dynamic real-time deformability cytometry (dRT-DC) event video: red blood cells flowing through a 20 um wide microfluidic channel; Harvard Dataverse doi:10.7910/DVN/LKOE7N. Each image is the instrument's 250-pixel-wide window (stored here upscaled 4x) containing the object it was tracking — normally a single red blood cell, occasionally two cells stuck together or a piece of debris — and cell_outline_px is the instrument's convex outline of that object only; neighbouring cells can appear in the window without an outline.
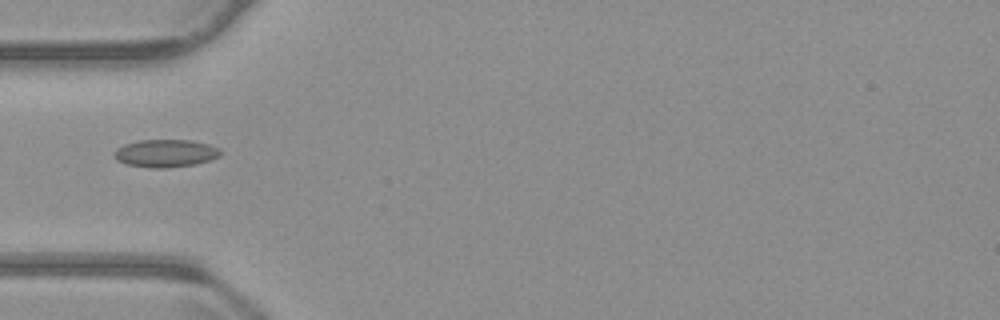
{"species": "common noctule bat (a hibernating species)", "species_latin": "Nyctalus noctula", "temperature_condition": "warm", "stored_images_in_passage": 11, "camera_frame_rate_fps": 3000, "um_per_image_px": 0.085, "animal": {"sex": "male", "body_mass_g": 23.1, "forearm_length_mm": 52.7}, "frame": {"image": 1, "passage_image": 1, "time_ms": 0.0, "image_size_px": [1000, 320], "cell_outline_px": [[220, 156], [196, 164], [168, 168], [152, 168], [124, 164], [116, 160], [112, 156], [112, 152], [116, 148], [124, 144], [136, 140], [192, 140], [208, 144], [220, 148]], "centroid_in_image_um": [14.01, 13.03], "position_along_channel_um": 71.0, "area_um2": 17.46}}